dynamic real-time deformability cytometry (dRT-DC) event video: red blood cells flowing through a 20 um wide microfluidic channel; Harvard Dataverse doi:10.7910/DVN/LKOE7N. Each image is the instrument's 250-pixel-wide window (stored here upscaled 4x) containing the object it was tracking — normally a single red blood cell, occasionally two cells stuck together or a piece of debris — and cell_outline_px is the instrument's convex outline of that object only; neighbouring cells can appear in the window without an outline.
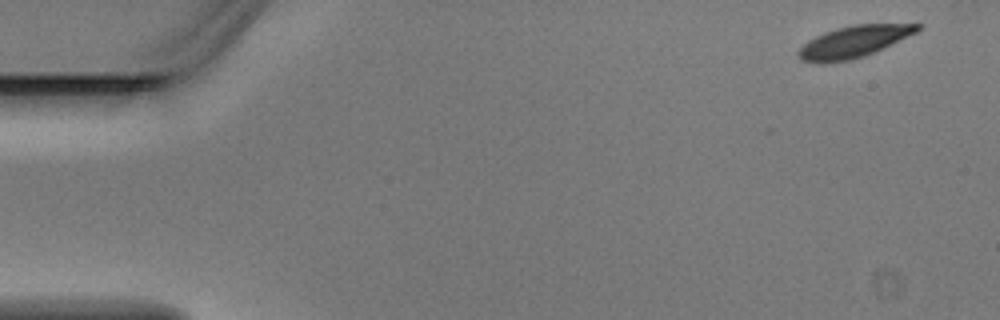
{"species": "Egyptian fruit bat (a non-hibernating species)", "species_latin": "Rousettus aegyptiacus", "temperature_condition": "warm", "stored_images_in_passage": 4, "camera_frame_rate_fps": 3000, "um_per_image_px": 0.085, "animal": {"sex": "male"}, "frame": {"image": 1, "passage_image": 1, "time_ms": 0.0, "image_size_px": [1000, 320], "cell_outline_px": [[924, 28], [908, 36], [864, 56], [848, 60], [800, 60], [796, 52], [808, 40], [824, 32], [836, 28], [852, 24], [924, 24]], "centroid_in_image_um": [72.62, 3.49], "position_along_channel_um": 12.4, "area_um2": 21.21}}
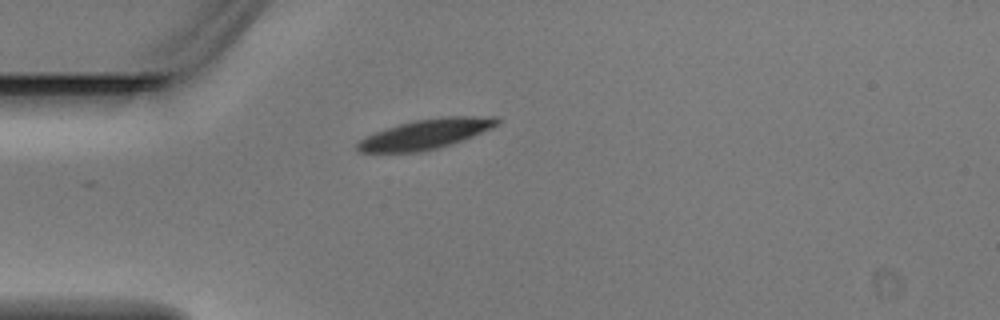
{"frame": {"image": 2, "passage_image": 4, "time_ms": 1.0, "image_size_px": [1000, 320], "cell_outline_px": [[500, 124], [492, 128], [464, 140], [452, 144], [436, 148], [416, 152], [360, 152], [356, 148], [356, 144], [364, 136], [400, 124], [416, 120], [440, 116], [496, 116], [500, 120]], "centroid_in_image_um": [36.24, 11.38], "position_along_channel_um": 48.8, "area_um2": 24.28}}